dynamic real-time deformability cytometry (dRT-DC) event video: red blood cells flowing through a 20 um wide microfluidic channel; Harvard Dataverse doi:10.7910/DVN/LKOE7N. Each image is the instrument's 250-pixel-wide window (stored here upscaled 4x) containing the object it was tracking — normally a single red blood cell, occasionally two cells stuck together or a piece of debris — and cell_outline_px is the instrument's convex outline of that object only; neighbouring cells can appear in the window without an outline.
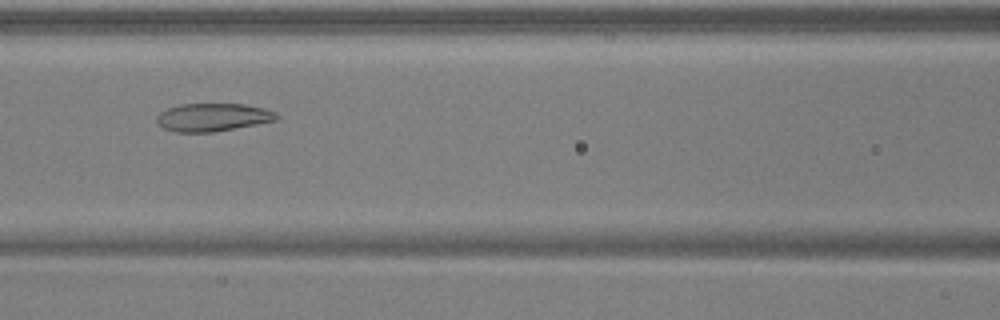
{"species": "common noctule bat (a hibernating species)", "species_latin": "Nyctalus noctula", "temperature_condition": "warm", "stored_images_in_passage": 50, "camera_frame_rate_fps": 3000, "um_per_image_px": 0.085, "animal": {"sex": "male", "body_mass_g": 17.9, "forearm_length_mm": 54.2}, "frame": {"image": 1, "passage_image": 21, "time_ms": 6.667, "image_size_px": [1000, 320], "cell_outline_px": [[280, 116], [276, 120], [256, 124], [212, 132], [176, 132], [164, 128], [156, 120], [156, 116], [160, 112], [168, 108], [180, 104], [244, 104], [264, 108], [276, 112]], "centroid_in_image_um": [18.09, 9.96], "position_along_channel_um": 148.5, "area_um2": 19.42}}
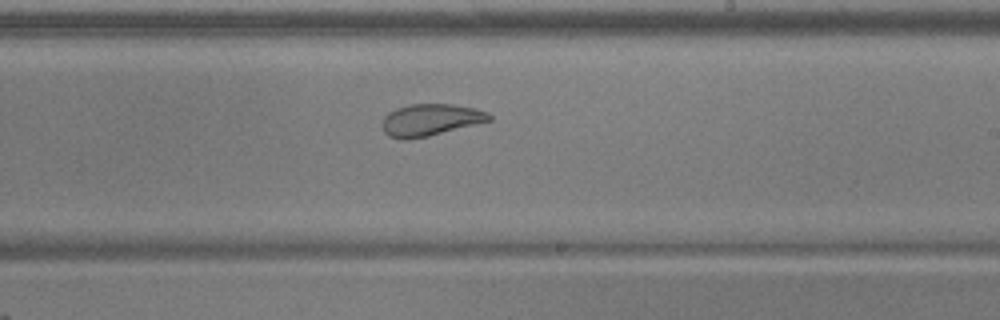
{"frame": {"image": 2, "passage_image": 29, "time_ms": 9.333, "image_size_px": [1000, 320], "cell_outline_px": [[492, 120], [428, 136], [404, 140], [388, 136], [384, 132], [380, 124], [384, 116], [388, 112], [396, 108], [412, 104], [452, 104], [476, 108], [488, 112], [492, 116]], "centroid_in_image_um": [36.56, 10.19], "position_along_channel_um": 252.4, "area_um2": 20.0}}
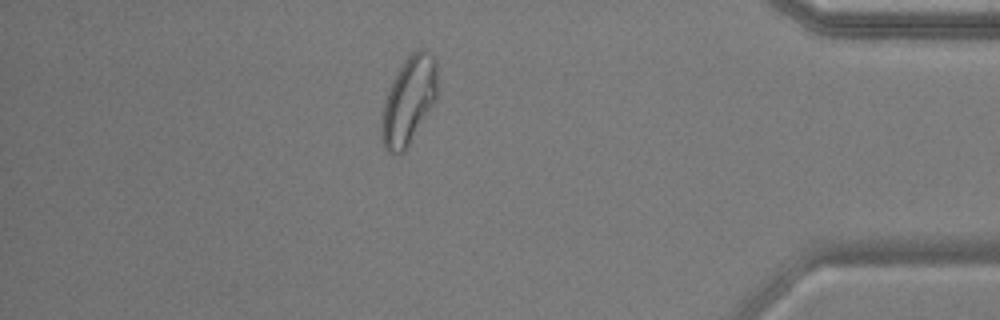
{"frame": {"image": 3, "passage_image": 43, "time_ms": 14.0, "image_size_px": [1000, 320], "cell_outline_px": [[436, 100], [404, 152], [388, 152], [384, 148], [380, 132], [380, 128], [384, 104], [392, 80], [404, 60], [416, 48], [424, 48], [436, 60]], "centroid_in_image_um": [34.73, 8.53], "position_along_channel_um": 400.5, "area_um2": 28.21}, "authors_computed_cell_mechanics": {"area_um2": 25.0852, "velocity_mm_per_s": 3.9063, "shape_relaxation_time_tau1_ms": null, "shape_relaxation_time_tau2_ms": 1.4812, "deformation_change_tau1": null, "deformation_change_tau2": 0.0665}}